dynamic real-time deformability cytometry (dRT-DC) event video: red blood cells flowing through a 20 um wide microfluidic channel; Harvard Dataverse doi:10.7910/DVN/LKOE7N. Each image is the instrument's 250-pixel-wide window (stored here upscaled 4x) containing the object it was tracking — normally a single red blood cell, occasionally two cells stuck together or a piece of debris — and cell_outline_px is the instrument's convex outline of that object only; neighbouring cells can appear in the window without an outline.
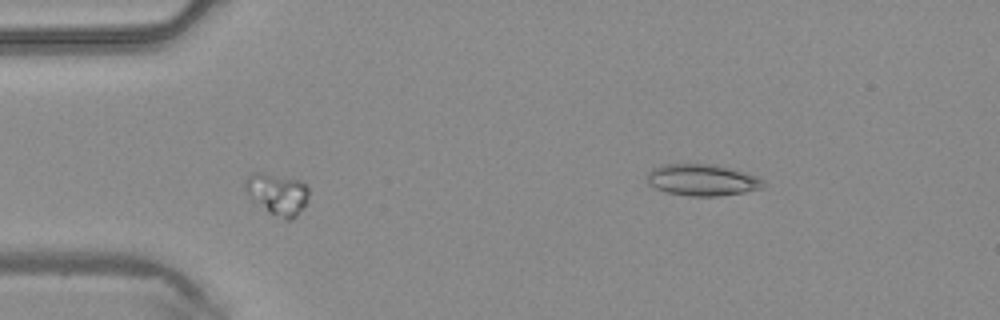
{"species": "common noctule bat (a hibernating species)", "species_latin": "Nyctalus noctula", "temperature_condition": "warm", "stored_images_in_passage": 40, "camera_frame_rate_fps": 3000, "um_per_image_px": 0.085, "animal": {"sex": "male", "body_mass_g": 20.4}, "frame": {"image": 1, "passage_image": 7, "time_ms": 2.0, "image_size_px": [1000, 320], "cell_outline_px": [[308, 196], [304, 204], [296, 216], [292, 220], [284, 220], [268, 212], [252, 200], [248, 196], [244, 188], [244, 180], [252, 172], [264, 172], [300, 180], [308, 188]], "centroid_in_image_um": [23.52, 16.48], "position_along_channel_um": 61.5, "area_um2": 15.49}}
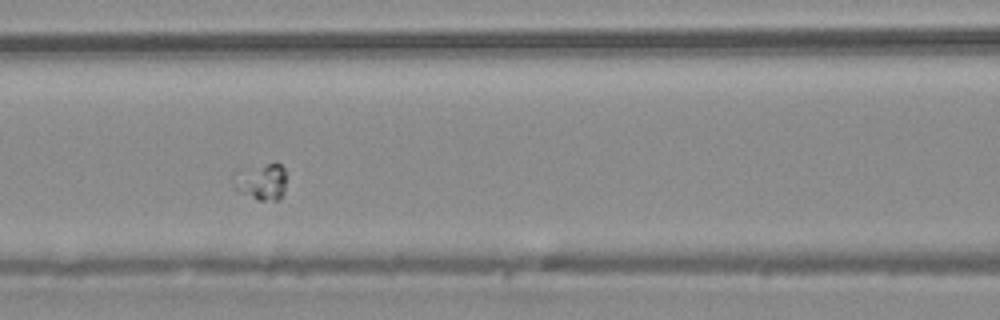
{"frame": {"image": 2, "passage_image": 13, "time_ms": 4.0, "image_size_px": [1000, 320], "cell_outline_px": [[284, 192], [280, 200], [256, 200], [240, 192], [236, 188], [232, 176], [236, 168], [276, 160], [284, 168]], "centroid_in_image_um": [22.18, 15.36], "position_along_channel_um": 144.4, "area_um2": 11.91}}
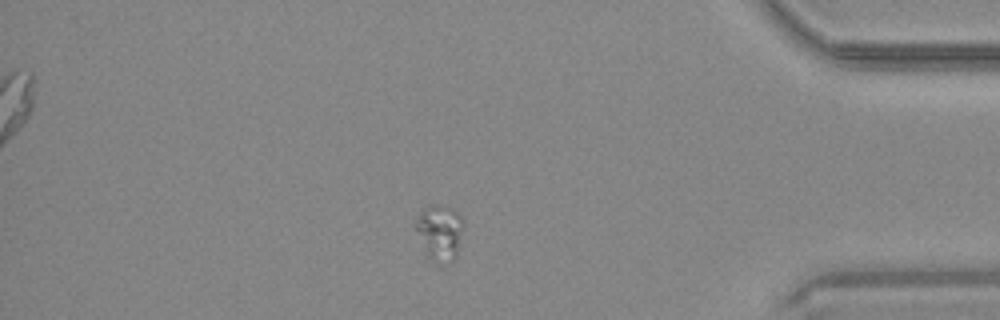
{"frame": {"image": 3, "passage_image": 33, "time_ms": 10.667, "image_size_px": [1000, 320], "cell_outline_px": [[464, 224], [456, 256], [452, 260], [432, 260], [428, 256], [416, 228], [416, 220], [420, 212], [428, 204], [432, 204], [452, 208], [464, 220]], "centroid_in_image_um": [37.4, 19.68], "position_along_channel_um": 397.8, "area_um2": 14.85}}